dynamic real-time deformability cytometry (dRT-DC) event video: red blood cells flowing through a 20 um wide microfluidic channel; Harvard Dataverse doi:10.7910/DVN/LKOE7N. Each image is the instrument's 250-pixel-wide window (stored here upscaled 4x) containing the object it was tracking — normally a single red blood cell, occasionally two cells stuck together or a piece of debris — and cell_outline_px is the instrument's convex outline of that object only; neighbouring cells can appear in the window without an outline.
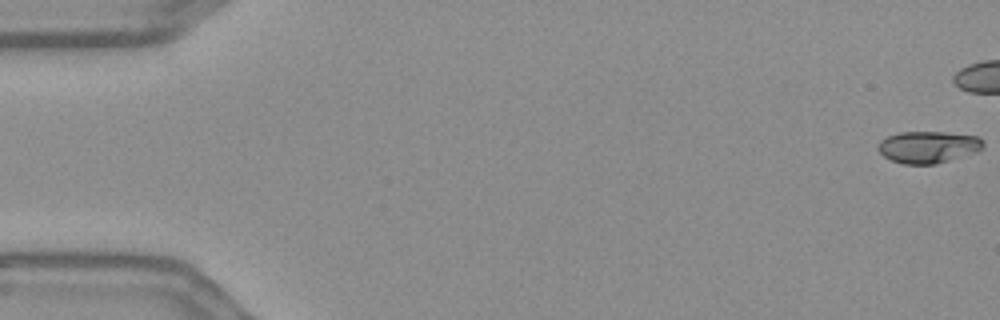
{"species": "Egyptian fruit bat (a non-hibernating species)", "species_latin": "Rousettus aegyptiacus", "temperature_condition": "warm", "stored_images_in_passage": 45, "camera_frame_rate_fps": 3000, "um_per_image_px": 0.085, "frame": {"image": 1, "passage_image": 1, "time_ms": 0.0, "image_size_px": [1000, 320], "cell_outline_px": [[984, 148], [976, 152], [936, 164], [904, 164], [892, 160], [884, 156], [876, 148], [876, 144], [880, 140], [888, 136], [900, 132], [944, 132], [980, 136], [984, 140]], "centroid_in_image_um": [78.91, 12.49], "position_along_channel_um": 6.1, "area_um2": 19.71}}